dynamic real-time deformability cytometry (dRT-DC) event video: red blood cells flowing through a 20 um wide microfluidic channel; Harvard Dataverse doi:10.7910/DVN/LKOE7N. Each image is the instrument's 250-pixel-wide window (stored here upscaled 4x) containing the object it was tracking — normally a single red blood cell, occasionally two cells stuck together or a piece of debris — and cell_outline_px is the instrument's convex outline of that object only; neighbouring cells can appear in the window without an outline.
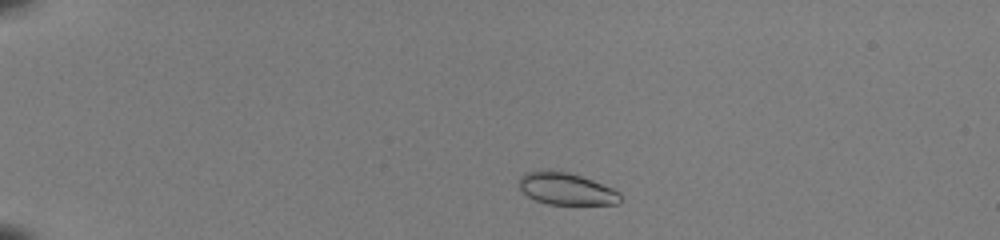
{"species": "common noctule bat (a hibernating species)", "species_latin": "Nyctalus noctula", "temperature_condition": "room temperature", "stored_images_in_passage": 44, "camera_frame_rate_fps": 3000, "um_per_image_px": 0.085, "animal": {"sex": "female", "body_mass_g": 22.0, "forearm_length_mm": 56.7}, "frame": {"image": 1, "passage_image": 5, "time_ms": 1.333, "image_size_px": [1000, 240], "cell_outline_px": [[620, 204], [548, 204], [536, 200], [528, 196], [516, 184], [520, 176], [524, 172], [544, 168], [552, 168], [568, 172], [592, 180], [612, 188], [620, 192]], "centroid_in_image_um": [48.06, 16.01], "position_along_channel_um": 36.9, "area_um2": 19.31}}
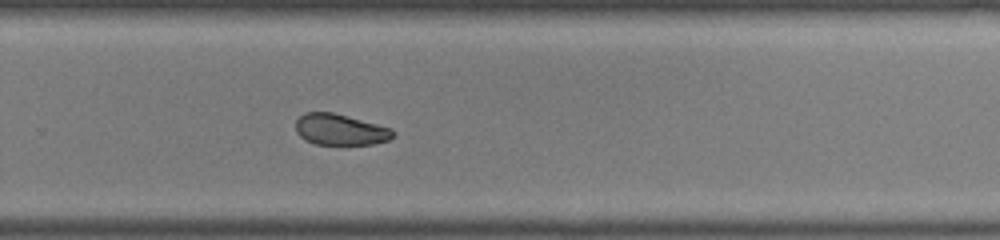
{"frame": {"image": 2, "passage_image": 30, "time_ms": 9.667, "image_size_px": [1000, 240], "cell_outline_px": [[396, 132], [388, 140], [372, 144], [316, 144], [304, 140], [296, 132], [296, 120], [304, 112], [332, 112], [392, 128]], "centroid_in_image_um": [28.9, 11.01], "position_along_channel_um": 300.9, "area_um2": 17.57}}
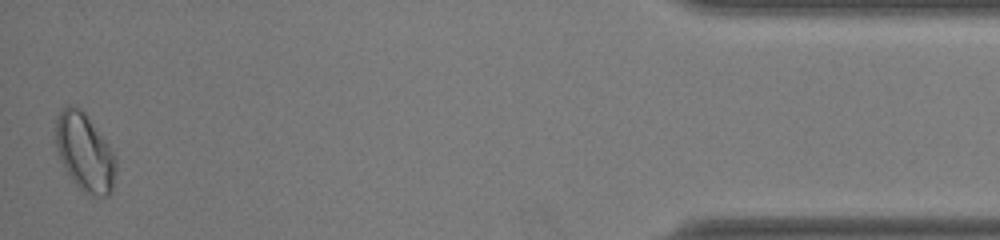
{"frame": {"image": 3, "passage_image": 44, "time_ms": 14.333, "image_size_px": [1000, 240], "cell_outline_px": [[116, 168], [112, 192], [108, 196], [88, 196], [72, 180], [56, 148], [56, 116], [68, 104], [72, 104], [80, 108], [84, 112], [108, 144], [116, 156]], "centroid_in_image_um": [7.22, 12.96], "position_along_channel_um": 428.0, "area_um2": 27.11}, "authors_computed_cell_mechanics": {"area_um2": 19.6231, "velocity_mm_per_s": 4.0694, "shape_relaxation_time_tau1_ms": 2.098, "shape_relaxation_time_tau2_ms": 4.4402, "deformation_change_tau1": 0.0723, "deformation_change_tau2": 0.0751}}